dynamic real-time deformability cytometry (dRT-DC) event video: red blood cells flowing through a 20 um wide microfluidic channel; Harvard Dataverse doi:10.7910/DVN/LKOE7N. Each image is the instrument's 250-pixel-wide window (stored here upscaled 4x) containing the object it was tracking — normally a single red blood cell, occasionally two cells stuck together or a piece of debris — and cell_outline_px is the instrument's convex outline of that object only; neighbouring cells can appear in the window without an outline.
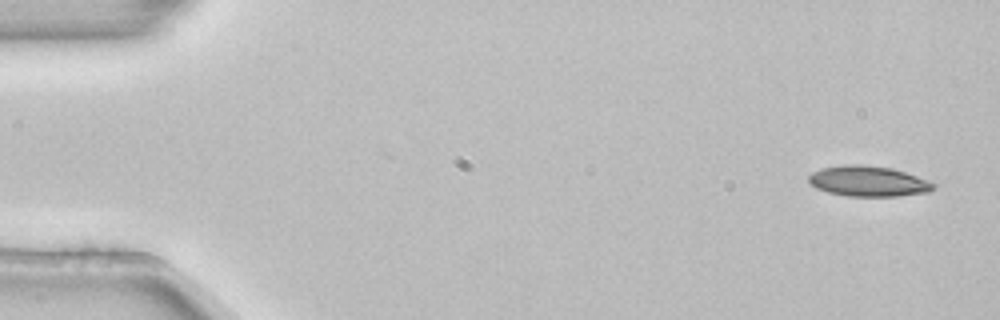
{"species": "common noctule bat (a hibernating species)", "species_latin": "Nyctalus noctula", "temperature_condition": "room temperature", "stored_images_in_passage": 4, "camera_frame_rate_fps": 3000, "um_per_image_px": 0.085, "animal": {"sex": "female", "body_mass_g": 22.7, "forearm_length_mm": 54.2}, "frame": {"image": 1, "passage_image": 1, "time_ms": 0.0, "image_size_px": [1000, 320], "cell_outline_px": [[936, 188], [928, 192], [896, 196], [848, 196], [828, 192], [816, 188], [808, 180], [808, 176], [812, 172], [820, 168], [844, 164], [860, 164], [892, 168], [916, 176], [936, 184]], "centroid_in_image_um": [73.78, 15.4], "position_along_channel_um": 11.2, "area_um2": 22.14}}
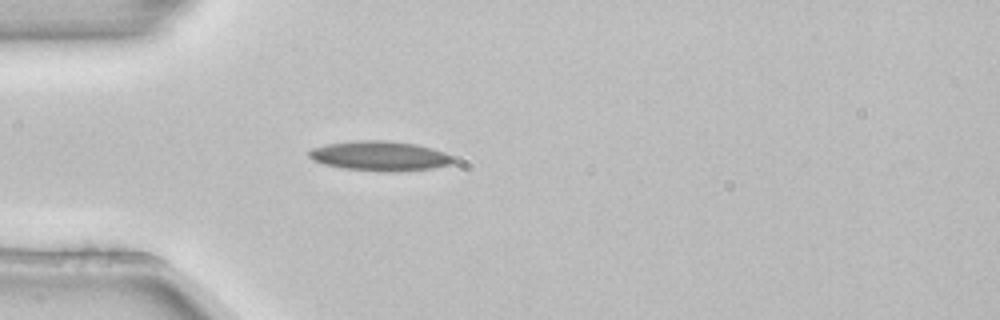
{"frame": {"image": 2, "passage_image": 4, "time_ms": 1.0, "image_size_px": [1000, 320], "cell_outline_px": [[456, 160], [452, 164], [432, 168], [388, 172], [344, 168], [324, 164], [312, 160], [308, 156], [308, 152], [312, 148], [328, 144], [356, 140], [388, 140], [416, 144], [432, 148], [444, 152], [452, 156]], "centroid_in_image_um": [32.3, 13.25], "position_along_channel_um": 52.7, "area_um2": 24.97}}